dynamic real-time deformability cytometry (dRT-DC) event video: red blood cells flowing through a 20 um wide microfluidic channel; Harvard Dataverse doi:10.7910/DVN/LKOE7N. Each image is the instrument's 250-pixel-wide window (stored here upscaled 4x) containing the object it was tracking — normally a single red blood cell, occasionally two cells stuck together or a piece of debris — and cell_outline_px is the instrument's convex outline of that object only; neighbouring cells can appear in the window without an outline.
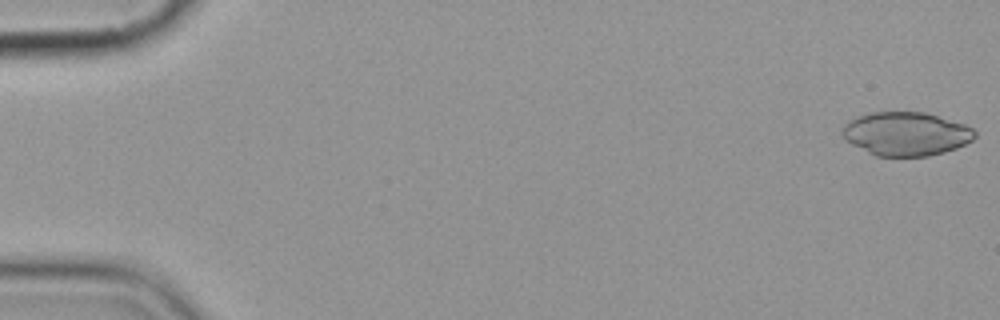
{"species": "common noctule bat (a hibernating species)", "species_latin": "Nyctalus noctula", "temperature_condition": "cold", "stored_images_in_passage": 2, "segment_of_instrument_passage": [2, 2], "camera_frame_rate_fps": 3000, "um_per_image_px": 0.085, "animal": {"sex": "female", "body_mass_g": 19.9}, "frame": {"image": 1, "passage_image": 2, "time_ms": 2.0, "image_size_px": [1000, 320], "cell_outline_px": [[976, 136], [972, 140], [956, 148], [944, 152], [928, 156], [876, 156], [844, 140], [840, 132], [844, 124], [848, 120], [856, 116], [868, 112], [924, 112], [964, 124], [972, 128], [976, 132]], "centroid_in_image_um": [76.96, 11.37], "position_along_channel_um": 8.0, "area_um2": 33.81}}